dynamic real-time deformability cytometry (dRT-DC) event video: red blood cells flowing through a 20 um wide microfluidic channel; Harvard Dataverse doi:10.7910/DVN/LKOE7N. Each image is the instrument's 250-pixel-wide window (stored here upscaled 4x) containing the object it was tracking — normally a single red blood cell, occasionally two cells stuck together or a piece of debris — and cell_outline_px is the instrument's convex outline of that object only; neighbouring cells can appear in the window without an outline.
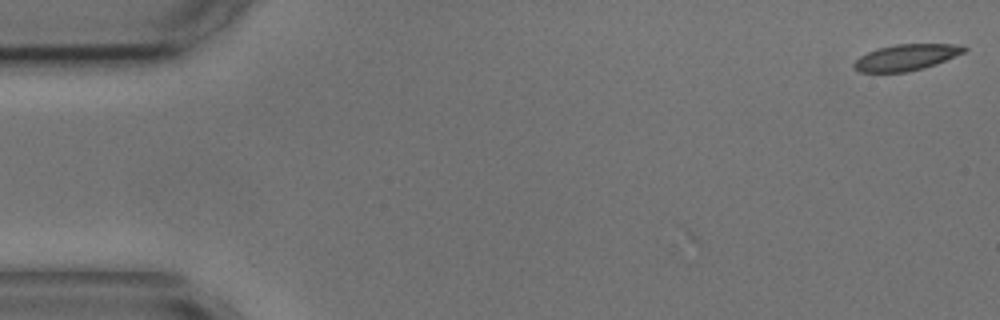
{"species": "common noctule bat (a hibernating species)", "species_latin": "Nyctalus noctula", "temperature_condition": "cold", "stored_images_in_passage": 3, "camera_frame_rate_fps": 3000, "um_per_image_px": 0.085, "animal": {"sex": "male", "body_mass_g": 17.9, "forearm_length_mm": 54.2}, "frame": {"image": 1, "passage_image": 1, "time_ms": 0.0, "image_size_px": [1000, 320], "cell_outline_px": [[968, 48], [964, 52], [936, 64], [924, 68], [908, 72], [860, 72], [852, 64], [860, 56], [876, 48], [896, 44], [964, 44]], "centroid_in_image_um": [77.05, 4.86], "position_along_channel_um": 8.0, "area_um2": 16.82}}